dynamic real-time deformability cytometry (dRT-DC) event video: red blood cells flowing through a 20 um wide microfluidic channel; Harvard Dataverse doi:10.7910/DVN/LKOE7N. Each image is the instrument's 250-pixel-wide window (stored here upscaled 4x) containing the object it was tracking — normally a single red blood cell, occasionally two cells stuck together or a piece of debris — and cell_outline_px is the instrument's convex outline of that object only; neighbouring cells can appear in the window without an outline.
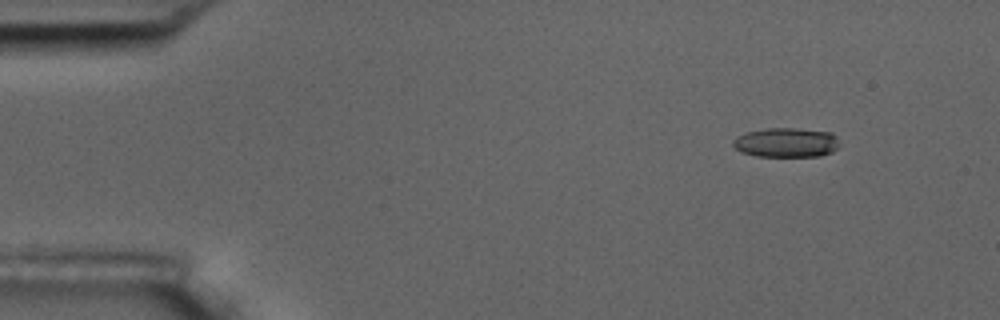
{"species": "common noctule bat (a hibernating species)", "species_latin": "Nyctalus noctula", "temperature_condition": "room temperature", "stored_images_in_passage": 4, "camera_frame_rate_fps": 3000, "um_per_image_px": 0.085, "animal": {"sex": "male", "body_mass_g": 17.5, "forearm_length_mm": 52.3}, "frame": {"image": 1, "passage_image": 1, "time_ms": 0.0, "image_size_px": [1000, 320], "cell_outline_px": [[840, 144], [832, 152], [820, 156], [756, 156], [740, 152], [732, 144], [732, 140], [736, 136], [748, 132], [768, 128], [796, 128], [832, 132], [836, 136]], "centroid_in_image_um": [66.83, 12.11], "position_along_channel_um": 18.2, "area_um2": 18.38}}
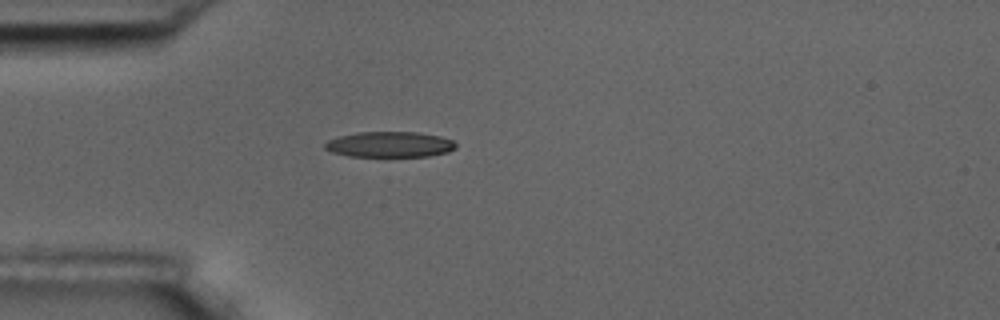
{"frame": {"image": 2, "passage_image": 4, "time_ms": 3.333, "image_size_px": [1000, 320], "cell_outline_px": [[456, 148], [448, 152], [428, 156], [348, 156], [332, 152], [324, 148], [324, 144], [328, 140], [340, 136], [356, 132], [416, 132], [440, 136], [452, 140], [456, 144]], "centroid_in_image_um": [33.12, 12.27], "position_along_channel_um": 51.9, "area_um2": 19.48}}